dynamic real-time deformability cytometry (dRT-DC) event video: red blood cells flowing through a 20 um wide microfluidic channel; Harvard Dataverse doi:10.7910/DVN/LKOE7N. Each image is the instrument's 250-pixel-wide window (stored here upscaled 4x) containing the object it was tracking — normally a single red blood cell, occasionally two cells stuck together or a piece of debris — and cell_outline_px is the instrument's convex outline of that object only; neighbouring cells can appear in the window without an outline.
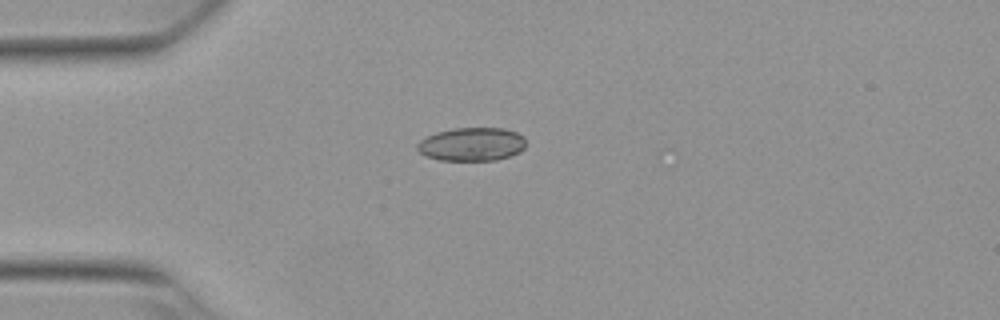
{"species": "Egyptian fruit bat (a non-hibernating species)", "species_latin": "Rousettus aegyptiacus", "temperature_condition": "warm", "stored_images_in_passage": 14, "camera_frame_rate_fps": 3000, "um_per_image_px": 0.085, "animal": {"sex": "female"}, "frame": {"image": 1, "passage_image": 1, "time_ms": 0.0, "image_size_px": [1000, 320], "cell_outline_px": [[524, 148], [520, 152], [496, 160], [440, 160], [424, 156], [416, 148], [416, 144], [420, 140], [436, 132], [452, 128], [504, 128], [516, 132], [524, 136]], "centroid_in_image_um": [40.08, 12.25], "position_along_channel_um": 44.9, "area_um2": 21.21}}
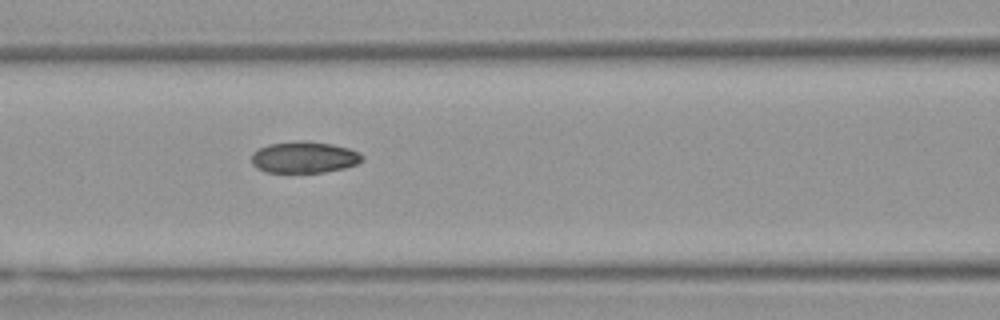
{"frame": {"image": 2, "passage_image": 10, "time_ms": 3.0, "image_size_px": [1000, 320], "cell_outline_px": [[364, 160], [356, 164], [344, 168], [324, 172], [264, 172], [256, 168], [252, 164], [252, 152], [268, 144], [300, 140], [304, 140], [332, 144], [348, 148], [360, 152], [364, 156]], "centroid_in_image_um": [25.86, 13.36], "position_along_channel_um": 140.7, "area_um2": 20.46}}
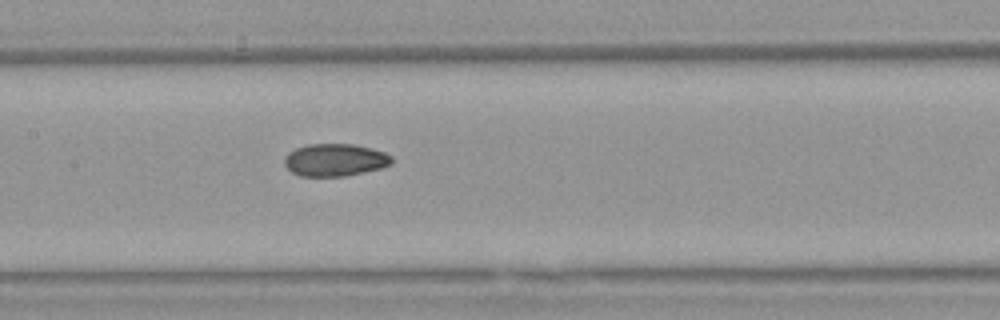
{"frame": {"image": 3, "passage_image": 13, "time_ms": 4.0, "image_size_px": [1000, 320], "cell_outline_px": [[392, 164], [380, 168], [364, 172], [344, 176], [300, 176], [292, 172], [284, 164], [284, 156], [288, 152], [296, 148], [308, 144], [352, 144], [372, 148], [384, 152], [392, 156]], "centroid_in_image_um": [28.46, 13.59], "position_along_channel_um": 178.9, "area_um2": 20.35}}